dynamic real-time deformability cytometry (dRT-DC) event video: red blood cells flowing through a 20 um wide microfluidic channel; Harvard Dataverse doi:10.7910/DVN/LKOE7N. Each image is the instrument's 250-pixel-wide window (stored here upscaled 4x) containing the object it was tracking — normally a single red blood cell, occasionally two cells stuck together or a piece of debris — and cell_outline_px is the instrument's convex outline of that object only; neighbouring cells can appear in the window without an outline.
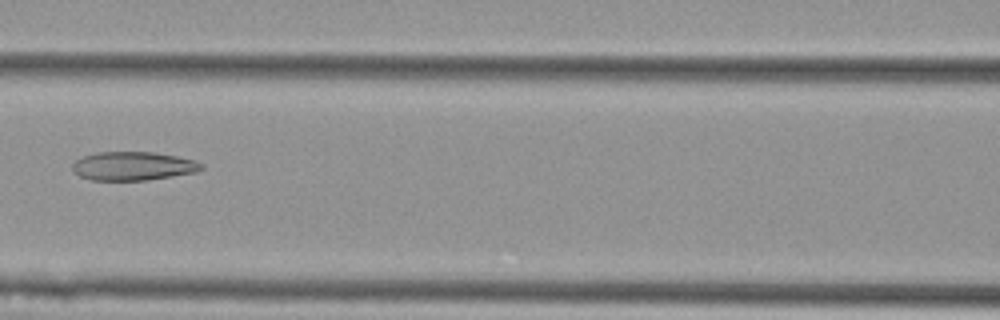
{"species": "Egyptian fruit bat (a non-hibernating species)", "species_latin": "Rousettus aegyptiacus", "temperature_condition": "cold", "stored_images_in_passage": 4, "camera_frame_rate_fps": 3000, "um_per_image_px": 0.085, "animal": {"sex": "female"}, "frame": {"image": 1, "passage_image": 4, "time_ms": 1.0, "image_size_px": [1000, 320], "cell_outline_px": [[204, 168], [196, 172], [148, 180], [92, 180], [80, 176], [72, 172], [72, 164], [76, 160], [84, 156], [96, 152], [152, 152], [176, 156], [196, 160], [204, 164]], "centroid_in_image_um": [11.32, 14.11], "position_along_channel_um": 155.3, "area_um2": 21.62}}